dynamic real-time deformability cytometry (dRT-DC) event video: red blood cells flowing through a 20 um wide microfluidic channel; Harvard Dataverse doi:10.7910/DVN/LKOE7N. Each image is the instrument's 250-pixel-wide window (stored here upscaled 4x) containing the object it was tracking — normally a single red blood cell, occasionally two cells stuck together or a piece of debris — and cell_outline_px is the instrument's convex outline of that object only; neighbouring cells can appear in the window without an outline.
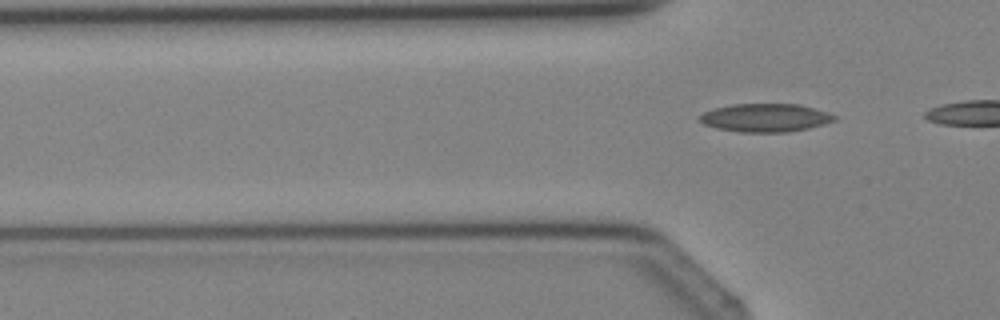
{"species": "Egyptian fruit bat (a non-hibernating species)", "species_latin": "Rousettus aegyptiacus", "temperature_condition": "cold", "stored_images_in_passage": 3, "camera_frame_rate_fps": 3000, "um_per_image_px": 0.085, "animal": {"sex": "female"}, "frame": {"image": 1, "passage_image": 3, "time_ms": 2.333, "image_size_px": [1000, 320], "cell_outline_px": [[836, 120], [824, 124], [808, 128], [788, 132], [740, 132], [716, 128], [704, 124], [696, 120], [704, 112], [716, 108], [732, 104], [800, 104], [828, 112], [836, 116]], "centroid_in_image_um": [65.06, 10.01], "position_along_channel_um": 60.7, "area_um2": 22.2}}